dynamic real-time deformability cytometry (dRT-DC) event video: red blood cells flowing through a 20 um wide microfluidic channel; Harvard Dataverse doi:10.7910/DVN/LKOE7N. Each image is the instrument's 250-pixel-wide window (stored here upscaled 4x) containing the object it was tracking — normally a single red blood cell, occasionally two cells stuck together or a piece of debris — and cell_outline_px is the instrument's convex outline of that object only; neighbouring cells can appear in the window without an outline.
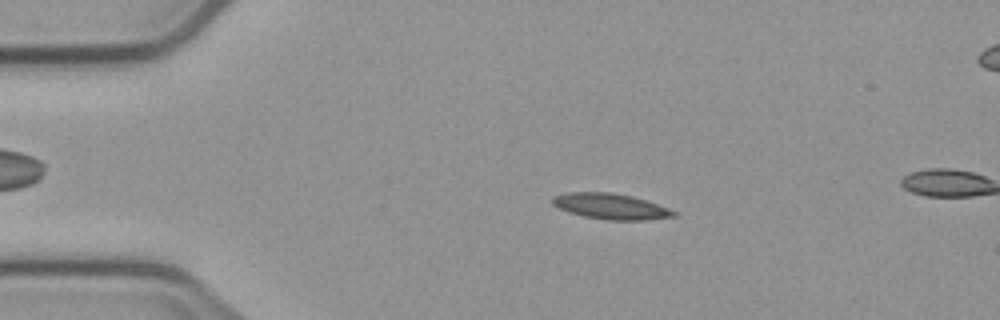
{"species": "common noctule bat (a hibernating species)", "species_latin": "Nyctalus noctula", "temperature_condition": "cold", "stored_images_in_passage": 5, "camera_frame_rate_fps": 3000, "um_per_image_px": 0.085, "animal": {"sex": "male", "body_mass_g": 23.1, "forearm_length_mm": 52.7}, "frame": {"image": 1, "passage_image": 3, "time_ms": 2.333, "image_size_px": [1000, 320], "cell_outline_px": [[680, 212], [676, 216], [644, 220], [608, 220], [584, 216], [568, 212], [552, 204], [552, 196], [568, 192], [608, 192], [632, 196]], "centroid_in_image_um": [51.91, 17.54], "position_along_channel_um": 33.1, "area_um2": 18.09}}